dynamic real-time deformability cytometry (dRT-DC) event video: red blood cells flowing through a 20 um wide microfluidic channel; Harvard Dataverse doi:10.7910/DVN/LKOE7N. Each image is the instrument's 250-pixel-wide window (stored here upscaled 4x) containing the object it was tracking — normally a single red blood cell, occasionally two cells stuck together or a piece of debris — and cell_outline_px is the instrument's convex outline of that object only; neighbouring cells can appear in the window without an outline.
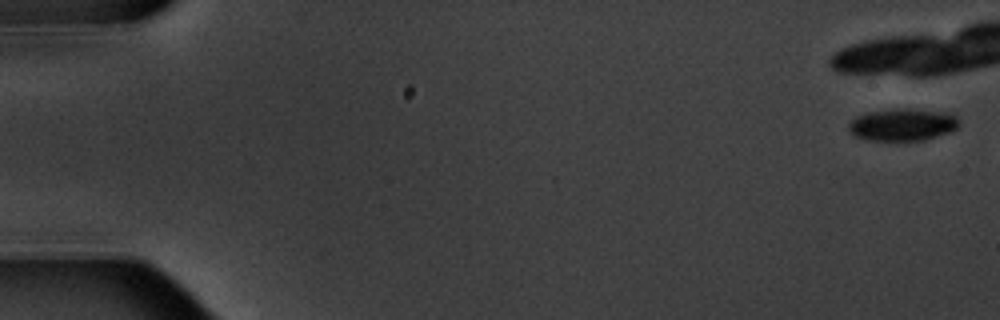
{"species": "common noctule bat (a hibernating species)", "species_latin": "Nyctalus noctula", "temperature_condition": "warm", "stored_images_in_passage": 3, "camera_frame_rate_fps": 3000, "um_per_image_px": 0.085, "animal": {"sex": "male", "body_mass_g": 20.1, "forearm_length_mm": 53.5}, "frame": {"image": 1, "passage_image": 1, "time_ms": 0.0, "image_size_px": [1000, 320], "cell_outline_px": [[960, 124], [956, 128], [948, 132], [924, 140], [872, 140], [856, 136], [848, 132], [848, 124], [856, 116], [868, 112], [900, 108], [948, 112], [956, 116]], "centroid_in_image_um": [76.71, 10.59], "position_along_channel_um": 8.3, "area_um2": 20.58}}